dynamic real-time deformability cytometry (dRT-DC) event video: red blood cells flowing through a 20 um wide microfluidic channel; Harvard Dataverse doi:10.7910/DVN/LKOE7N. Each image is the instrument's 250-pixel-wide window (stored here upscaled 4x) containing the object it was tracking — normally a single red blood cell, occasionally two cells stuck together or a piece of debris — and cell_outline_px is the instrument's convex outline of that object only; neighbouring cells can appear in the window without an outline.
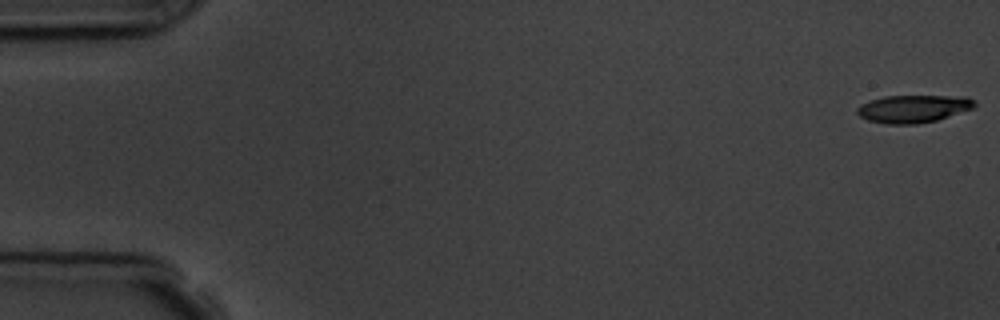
{"species": "common noctule bat (a hibernating species)", "species_latin": "Nyctalus noctula", "temperature_condition": "room temperature", "stored_images_in_passage": 5, "camera_frame_rate_fps": 3000, "um_per_image_px": 0.085, "animal": {"sex": "male", "body_mass_g": 19.5, "forearm_length_mm": 54.6}, "frame": {"image": 1, "passage_image": 1, "time_ms": 0.0, "image_size_px": [1000, 320], "cell_outline_px": [[976, 104], [972, 108], [936, 120], [916, 124], [888, 124], [868, 120], [860, 116], [856, 112], [856, 108], [860, 104], [884, 96], [968, 96], [976, 100]], "centroid_in_image_um": [77.63, 9.23], "position_along_channel_um": 7.4, "area_um2": 18.84}}
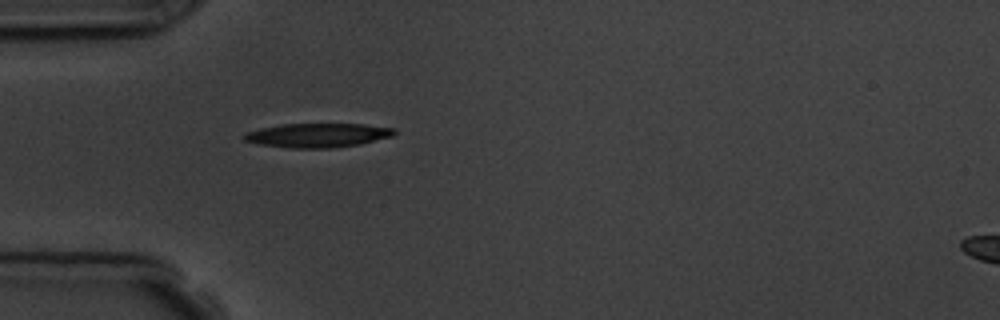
{"frame": {"image": 2, "passage_image": 5, "time_ms": 5.333, "image_size_px": [1000, 320], "cell_outline_px": [[396, 132], [392, 136], [360, 144], [332, 148], [288, 148], [260, 144], [244, 140], [244, 132], [260, 128], [280, 124], [364, 124], [396, 128]], "centroid_in_image_um": [27.0, 11.49], "position_along_channel_um": 58.0, "area_um2": 21.15}}